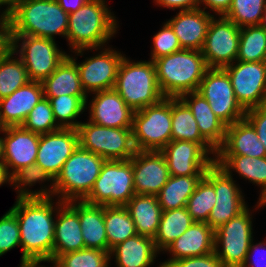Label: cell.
<instances>
[{"instance_id":"14","label":"cell","mask_w":266,"mask_h":267,"mask_svg":"<svg viewBox=\"0 0 266 267\" xmlns=\"http://www.w3.org/2000/svg\"><path fill=\"white\" fill-rule=\"evenodd\" d=\"M240 28L224 16L212 17L202 55L209 68H224L237 60Z\"/></svg>"},{"instance_id":"30","label":"cell","mask_w":266,"mask_h":267,"mask_svg":"<svg viewBox=\"0 0 266 267\" xmlns=\"http://www.w3.org/2000/svg\"><path fill=\"white\" fill-rule=\"evenodd\" d=\"M215 162L228 174L236 171L243 179L245 178L250 183L260 186L261 191L257 208L266 205V157L216 155Z\"/></svg>"},{"instance_id":"18","label":"cell","mask_w":266,"mask_h":267,"mask_svg":"<svg viewBox=\"0 0 266 267\" xmlns=\"http://www.w3.org/2000/svg\"><path fill=\"white\" fill-rule=\"evenodd\" d=\"M172 176L205 175L215 162L214 157L199 144L190 141L171 140L160 151Z\"/></svg>"},{"instance_id":"42","label":"cell","mask_w":266,"mask_h":267,"mask_svg":"<svg viewBox=\"0 0 266 267\" xmlns=\"http://www.w3.org/2000/svg\"><path fill=\"white\" fill-rule=\"evenodd\" d=\"M265 9L266 0H232L230 8L223 16L239 28L258 26Z\"/></svg>"},{"instance_id":"19","label":"cell","mask_w":266,"mask_h":267,"mask_svg":"<svg viewBox=\"0 0 266 267\" xmlns=\"http://www.w3.org/2000/svg\"><path fill=\"white\" fill-rule=\"evenodd\" d=\"M130 160L135 194L156 196L170 177L164 155L160 151H136Z\"/></svg>"},{"instance_id":"44","label":"cell","mask_w":266,"mask_h":267,"mask_svg":"<svg viewBox=\"0 0 266 267\" xmlns=\"http://www.w3.org/2000/svg\"><path fill=\"white\" fill-rule=\"evenodd\" d=\"M21 126L39 135L61 129L54 118L51 104L46 97L33 107Z\"/></svg>"},{"instance_id":"40","label":"cell","mask_w":266,"mask_h":267,"mask_svg":"<svg viewBox=\"0 0 266 267\" xmlns=\"http://www.w3.org/2000/svg\"><path fill=\"white\" fill-rule=\"evenodd\" d=\"M237 60L266 62V31L259 25L240 28Z\"/></svg>"},{"instance_id":"49","label":"cell","mask_w":266,"mask_h":267,"mask_svg":"<svg viewBox=\"0 0 266 267\" xmlns=\"http://www.w3.org/2000/svg\"><path fill=\"white\" fill-rule=\"evenodd\" d=\"M262 250V251H260ZM266 241L254 244L251 241L246 259L242 267H266ZM257 253V254H256ZM253 254L256 256H253ZM252 257V261H251Z\"/></svg>"},{"instance_id":"57","label":"cell","mask_w":266,"mask_h":267,"mask_svg":"<svg viewBox=\"0 0 266 267\" xmlns=\"http://www.w3.org/2000/svg\"><path fill=\"white\" fill-rule=\"evenodd\" d=\"M0 163H3V137H0Z\"/></svg>"},{"instance_id":"1","label":"cell","mask_w":266,"mask_h":267,"mask_svg":"<svg viewBox=\"0 0 266 267\" xmlns=\"http://www.w3.org/2000/svg\"><path fill=\"white\" fill-rule=\"evenodd\" d=\"M53 197H17L10 210L17 216L22 248L20 266L53 263L57 202ZM55 213V214H54Z\"/></svg>"},{"instance_id":"54","label":"cell","mask_w":266,"mask_h":267,"mask_svg":"<svg viewBox=\"0 0 266 267\" xmlns=\"http://www.w3.org/2000/svg\"><path fill=\"white\" fill-rule=\"evenodd\" d=\"M8 183L11 186L12 177L8 174L6 166L3 163H0V186Z\"/></svg>"},{"instance_id":"39","label":"cell","mask_w":266,"mask_h":267,"mask_svg":"<svg viewBox=\"0 0 266 267\" xmlns=\"http://www.w3.org/2000/svg\"><path fill=\"white\" fill-rule=\"evenodd\" d=\"M88 96L62 95L48 98L57 124L61 128L77 129L81 122L77 121L86 109Z\"/></svg>"},{"instance_id":"56","label":"cell","mask_w":266,"mask_h":267,"mask_svg":"<svg viewBox=\"0 0 266 267\" xmlns=\"http://www.w3.org/2000/svg\"><path fill=\"white\" fill-rule=\"evenodd\" d=\"M259 26L266 31V9L263 12V15H262V18H261Z\"/></svg>"},{"instance_id":"31","label":"cell","mask_w":266,"mask_h":267,"mask_svg":"<svg viewBox=\"0 0 266 267\" xmlns=\"http://www.w3.org/2000/svg\"><path fill=\"white\" fill-rule=\"evenodd\" d=\"M125 207L135 224L137 234L154 239L163 212L157 197L135 194Z\"/></svg>"},{"instance_id":"60","label":"cell","mask_w":266,"mask_h":267,"mask_svg":"<svg viewBox=\"0 0 266 267\" xmlns=\"http://www.w3.org/2000/svg\"><path fill=\"white\" fill-rule=\"evenodd\" d=\"M19 267H34V263H31L29 265L19 266Z\"/></svg>"},{"instance_id":"43","label":"cell","mask_w":266,"mask_h":267,"mask_svg":"<svg viewBox=\"0 0 266 267\" xmlns=\"http://www.w3.org/2000/svg\"><path fill=\"white\" fill-rule=\"evenodd\" d=\"M110 261L106 251L83 248L60 255L52 264L56 267H109Z\"/></svg>"},{"instance_id":"52","label":"cell","mask_w":266,"mask_h":267,"mask_svg":"<svg viewBox=\"0 0 266 267\" xmlns=\"http://www.w3.org/2000/svg\"><path fill=\"white\" fill-rule=\"evenodd\" d=\"M231 3L232 0H200V8L202 4L204 6L203 10L209 8L216 15L223 16L230 8Z\"/></svg>"},{"instance_id":"8","label":"cell","mask_w":266,"mask_h":267,"mask_svg":"<svg viewBox=\"0 0 266 267\" xmlns=\"http://www.w3.org/2000/svg\"><path fill=\"white\" fill-rule=\"evenodd\" d=\"M171 98L135 111L132 135L137 151H161L172 140Z\"/></svg>"},{"instance_id":"34","label":"cell","mask_w":266,"mask_h":267,"mask_svg":"<svg viewBox=\"0 0 266 267\" xmlns=\"http://www.w3.org/2000/svg\"><path fill=\"white\" fill-rule=\"evenodd\" d=\"M204 175L172 176L156 195L162 211L186 207L189 197Z\"/></svg>"},{"instance_id":"11","label":"cell","mask_w":266,"mask_h":267,"mask_svg":"<svg viewBox=\"0 0 266 267\" xmlns=\"http://www.w3.org/2000/svg\"><path fill=\"white\" fill-rule=\"evenodd\" d=\"M249 210L247 206L215 230L214 252L224 267H242L245 262L251 241L254 240L252 213Z\"/></svg>"},{"instance_id":"26","label":"cell","mask_w":266,"mask_h":267,"mask_svg":"<svg viewBox=\"0 0 266 267\" xmlns=\"http://www.w3.org/2000/svg\"><path fill=\"white\" fill-rule=\"evenodd\" d=\"M192 112L201 136L217 151L223 144L226 125L211 110L207 100L197 91L179 97Z\"/></svg>"},{"instance_id":"35","label":"cell","mask_w":266,"mask_h":267,"mask_svg":"<svg viewBox=\"0 0 266 267\" xmlns=\"http://www.w3.org/2000/svg\"><path fill=\"white\" fill-rule=\"evenodd\" d=\"M194 222L186 207L163 211L154 237L156 249L161 252L180 237Z\"/></svg>"},{"instance_id":"58","label":"cell","mask_w":266,"mask_h":267,"mask_svg":"<svg viewBox=\"0 0 266 267\" xmlns=\"http://www.w3.org/2000/svg\"><path fill=\"white\" fill-rule=\"evenodd\" d=\"M6 126L3 124L1 117H0V132H4L5 131Z\"/></svg>"},{"instance_id":"22","label":"cell","mask_w":266,"mask_h":267,"mask_svg":"<svg viewBox=\"0 0 266 267\" xmlns=\"http://www.w3.org/2000/svg\"><path fill=\"white\" fill-rule=\"evenodd\" d=\"M215 230L206 222L194 221L192 225L176 240L170 243L165 252L172 257L160 262L162 267H168L173 261L182 258L202 256L214 252Z\"/></svg>"},{"instance_id":"6","label":"cell","mask_w":266,"mask_h":267,"mask_svg":"<svg viewBox=\"0 0 266 267\" xmlns=\"http://www.w3.org/2000/svg\"><path fill=\"white\" fill-rule=\"evenodd\" d=\"M104 162L101 156L78 146L54 180V196L62 202L83 200L93 188Z\"/></svg>"},{"instance_id":"2","label":"cell","mask_w":266,"mask_h":267,"mask_svg":"<svg viewBox=\"0 0 266 267\" xmlns=\"http://www.w3.org/2000/svg\"><path fill=\"white\" fill-rule=\"evenodd\" d=\"M117 22L106 0H89L69 14L66 39L71 51L82 56L86 50H101L117 33Z\"/></svg>"},{"instance_id":"16","label":"cell","mask_w":266,"mask_h":267,"mask_svg":"<svg viewBox=\"0 0 266 267\" xmlns=\"http://www.w3.org/2000/svg\"><path fill=\"white\" fill-rule=\"evenodd\" d=\"M77 65L83 90L88 95L103 90L114 89L119 65L124 57L112 48H103L98 54L77 63L76 58L68 55Z\"/></svg>"},{"instance_id":"5","label":"cell","mask_w":266,"mask_h":267,"mask_svg":"<svg viewBox=\"0 0 266 267\" xmlns=\"http://www.w3.org/2000/svg\"><path fill=\"white\" fill-rule=\"evenodd\" d=\"M114 89L134 112L156 104L165 97L159 88L152 60L133 62L124 56Z\"/></svg>"},{"instance_id":"38","label":"cell","mask_w":266,"mask_h":267,"mask_svg":"<svg viewBox=\"0 0 266 267\" xmlns=\"http://www.w3.org/2000/svg\"><path fill=\"white\" fill-rule=\"evenodd\" d=\"M14 55L11 49L0 60V99L10 96L30 81L22 60Z\"/></svg>"},{"instance_id":"4","label":"cell","mask_w":266,"mask_h":267,"mask_svg":"<svg viewBox=\"0 0 266 267\" xmlns=\"http://www.w3.org/2000/svg\"><path fill=\"white\" fill-rule=\"evenodd\" d=\"M154 64L159 88L169 98L197 91L209 69L201 51L188 49L162 56Z\"/></svg>"},{"instance_id":"12","label":"cell","mask_w":266,"mask_h":267,"mask_svg":"<svg viewBox=\"0 0 266 267\" xmlns=\"http://www.w3.org/2000/svg\"><path fill=\"white\" fill-rule=\"evenodd\" d=\"M197 92L226 126L245 118L246 110L237 101L230 77L223 68H209Z\"/></svg>"},{"instance_id":"27","label":"cell","mask_w":266,"mask_h":267,"mask_svg":"<svg viewBox=\"0 0 266 267\" xmlns=\"http://www.w3.org/2000/svg\"><path fill=\"white\" fill-rule=\"evenodd\" d=\"M216 155H244L266 157V150L259 141L254 127L244 118L226 126L225 139Z\"/></svg>"},{"instance_id":"21","label":"cell","mask_w":266,"mask_h":267,"mask_svg":"<svg viewBox=\"0 0 266 267\" xmlns=\"http://www.w3.org/2000/svg\"><path fill=\"white\" fill-rule=\"evenodd\" d=\"M89 106V121L94 124L112 128H132L134 111L125 103L115 89L92 93ZM89 103V104H87Z\"/></svg>"},{"instance_id":"48","label":"cell","mask_w":266,"mask_h":267,"mask_svg":"<svg viewBox=\"0 0 266 267\" xmlns=\"http://www.w3.org/2000/svg\"><path fill=\"white\" fill-rule=\"evenodd\" d=\"M168 267H224L215 252L173 261Z\"/></svg>"},{"instance_id":"10","label":"cell","mask_w":266,"mask_h":267,"mask_svg":"<svg viewBox=\"0 0 266 267\" xmlns=\"http://www.w3.org/2000/svg\"><path fill=\"white\" fill-rule=\"evenodd\" d=\"M11 38V49L19 54L30 81L43 82L69 55L53 39L28 35H11Z\"/></svg>"},{"instance_id":"45","label":"cell","mask_w":266,"mask_h":267,"mask_svg":"<svg viewBox=\"0 0 266 267\" xmlns=\"http://www.w3.org/2000/svg\"><path fill=\"white\" fill-rule=\"evenodd\" d=\"M153 37V48L151 50L152 61L176 51L183 49L180 45L179 39L174 33L170 24L166 21Z\"/></svg>"},{"instance_id":"36","label":"cell","mask_w":266,"mask_h":267,"mask_svg":"<svg viewBox=\"0 0 266 267\" xmlns=\"http://www.w3.org/2000/svg\"><path fill=\"white\" fill-rule=\"evenodd\" d=\"M104 222L109 254L114 246L137 234L125 206H104Z\"/></svg>"},{"instance_id":"7","label":"cell","mask_w":266,"mask_h":267,"mask_svg":"<svg viewBox=\"0 0 266 267\" xmlns=\"http://www.w3.org/2000/svg\"><path fill=\"white\" fill-rule=\"evenodd\" d=\"M134 195L132 161L105 160L93 188L83 201L93 205L125 206Z\"/></svg>"},{"instance_id":"3","label":"cell","mask_w":266,"mask_h":267,"mask_svg":"<svg viewBox=\"0 0 266 267\" xmlns=\"http://www.w3.org/2000/svg\"><path fill=\"white\" fill-rule=\"evenodd\" d=\"M69 14L57 0H23L9 13L11 35L66 38Z\"/></svg>"},{"instance_id":"53","label":"cell","mask_w":266,"mask_h":267,"mask_svg":"<svg viewBox=\"0 0 266 267\" xmlns=\"http://www.w3.org/2000/svg\"><path fill=\"white\" fill-rule=\"evenodd\" d=\"M89 0H57L61 8L68 14L76 12Z\"/></svg>"},{"instance_id":"25","label":"cell","mask_w":266,"mask_h":267,"mask_svg":"<svg viewBox=\"0 0 266 267\" xmlns=\"http://www.w3.org/2000/svg\"><path fill=\"white\" fill-rule=\"evenodd\" d=\"M44 98L42 82L29 81L10 96L0 99V117L3 124L21 126L33 107Z\"/></svg>"},{"instance_id":"41","label":"cell","mask_w":266,"mask_h":267,"mask_svg":"<svg viewBox=\"0 0 266 267\" xmlns=\"http://www.w3.org/2000/svg\"><path fill=\"white\" fill-rule=\"evenodd\" d=\"M215 195L214 186L203 177L186 204L187 211L194 221H208L209 214L216 204Z\"/></svg>"},{"instance_id":"29","label":"cell","mask_w":266,"mask_h":267,"mask_svg":"<svg viewBox=\"0 0 266 267\" xmlns=\"http://www.w3.org/2000/svg\"><path fill=\"white\" fill-rule=\"evenodd\" d=\"M158 253L152 238L136 234L114 246L109 255L115 256L117 267H150Z\"/></svg>"},{"instance_id":"20","label":"cell","mask_w":266,"mask_h":267,"mask_svg":"<svg viewBox=\"0 0 266 267\" xmlns=\"http://www.w3.org/2000/svg\"><path fill=\"white\" fill-rule=\"evenodd\" d=\"M3 134V164L12 177L21 168L36 163L40 135L22 126H8Z\"/></svg>"},{"instance_id":"50","label":"cell","mask_w":266,"mask_h":267,"mask_svg":"<svg viewBox=\"0 0 266 267\" xmlns=\"http://www.w3.org/2000/svg\"><path fill=\"white\" fill-rule=\"evenodd\" d=\"M9 14L3 10L0 15V60L11 50L12 38L9 29Z\"/></svg>"},{"instance_id":"37","label":"cell","mask_w":266,"mask_h":267,"mask_svg":"<svg viewBox=\"0 0 266 267\" xmlns=\"http://www.w3.org/2000/svg\"><path fill=\"white\" fill-rule=\"evenodd\" d=\"M52 181L49 188L45 186L40 190L31 191L29 188L35 183ZM12 186L18 192L17 197H53L54 198V180L51 176L38 164H32L21 168L12 176ZM28 186V188H27Z\"/></svg>"},{"instance_id":"17","label":"cell","mask_w":266,"mask_h":267,"mask_svg":"<svg viewBox=\"0 0 266 267\" xmlns=\"http://www.w3.org/2000/svg\"><path fill=\"white\" fill-rule=\"evenodd\" d=\"M79 146L77 129L61 128L40 135L36 164L53 180L60 174L64 163Z\"/></svg>"},{"instance_id":"33","label":"cell","mask_w":266,"mask_h":267,"mask_svg":"<svg viewBox=\"0 0 266 267\" xmlns=\"http://www.w3.org/2000/svg\"><path fill=\"white\" fill-rule=\"evenodd\" d=\"M172 140L199 143L214 159L217 151L201 136L189 107L180 98H171Z\"/></svg>"},{"instance_id":"15","label":"cell","mask_w":266,"mask_h":267,"mask_svg":"<svg viewBox=\"0 0 266 267\" xmlns=\"http://www.w3.org/2000/svg\"><path fill=\"white\" fill-rule=\"evenodd\" d=\"M234 63L223 69L230 77L237 101L245 110L265 105L266 62Z\"/></svg>"},{"instance_id":"59","label":"cell","mask_w":266,"mask_h":267,"mask_svg":"<svg viewBox=\"0 0 266 267\" xmlns=\"http://www.w3.org/2000/svg\"><path fill=\"white\" fill-rule=\"evenodd\" d=\"M34 267H45L43 265L40 266V263H34ZM51 267H56L54 264Z\"/></svg>"},{"instance_id":"55","label":"cell","mask_w":266,"mask_h":267,"mask_svg":"<svg viewBox=\"0 0 266 267\" xmlns=\"http://www.w3.org/2000/svg\"><path fill=\"white\" fill-rule=\"evenodd\" d=\"M23 0H0V7L7 6L6 9H4L8 14Z\"/></svg>"},{"instance_id":"47","label":"cell","mask_w":266,"mask_h":267,"mask_svg":"<svg viewBox=\"0 0 266 267\" xmlns=\"http://www.w3.org/2000/svg\"><path fill=\"white\" fill-rule=\"evenodd\" d=\"M245 119L254 127L266 150V104L247 109Z\"/></svg>"},{"instance_id":"51","label":"cell","mask_w":266,"mask_h":267,"mask_svg":"<svg viewBox=\"0 0 266 267\" xmlns=\"http://www.w3.org/2000/svg\"><path fill=\"white\" fill-rule=\"evenodd\" d=\"M158 6L180 11L200 8V0H154Z\"/></svg>"},{"instance_id":"13","label":"cell","mask_w":266,"mask_h":267,"mask_svg":"<svg viewBox=\"0 0 266 267\" xmlns=\"http://www.w3.org/2000/svg\"><path fill=\"white\" fill-rule=\"evenodd\" d=\"M232 176L216 162L205 172L204 177L214 186L216 193V204L206 222L214 230L226 224L248 206L247 203L245 204L246 201L241 189Z\"/></svg>"},{"instance_id":"24","label":"cell","mask_w":266,"mask_h":267,"mask_svg":"<svg viewBox=\"0 0 266 267\" xmlns=\"http://www.w3.org/2000/svg\"><path fill=\"white\" fill-rule=\"evenodd\" d=\"M213 16L208 11L197 8L179 11L167 22L174 30L183 49L201 51Z\"/></svg>"},{"instance_id":"32","label":"cell","mask_w":266,"mask_h":267,"mask_svg":"<svg viewBox=\"0 0 266 267\" xmlns=\"http://www.w3.org/2000/svg\"><path fill=\"white\" fill-rule=\"evenodd\" d=\"M44 97L88 96L81 85L76 63L67 56L43 82Z\"/></svg>"},{"instance_id":"9","label":"cell","mask_w":266,"mask_h":267,"mask_svg":"<svg viewBox=\"0 0 266 267\" xmlns=\"http://www.w3.org/2000/svg\"><path fill=\"white\" fill-rule=\"evenodd\" d=\"M77 131L79 146L105 160H129L137 151L131 128L104 127L88 120Z\"/></svg>"},{"instance_id":"28","label":"cell","mask_w":266,"mask_h":267,"mask_svg":"<svg viewBox=\"0 0 266 267\" xmlns=\"http://www.w3.org/2000/svg\"><path fill=\"white\" fill-rule=\"evenodd\" d=\"M68 203L78 212L85 248L108 252V240L105 231L104 206L89 204L83 200Z\"/></svg>"},{"instance_id":"23","label":"cell","mask_w":266,"mask_h":267,"mask_svg":"<svg viewBox=\"0 0 266 267\" xmlns=\"http://www.w3.org/2000/svg\"><path fill=\"white\" fill-rule=\"evenodd\" d=\"M78 212L68 203L57 201L53 262L62 254L85 248Z\"/></svg>"},{"instance_id":"46","label":"cell","mask_w":266,"mask_h":267,"mask_svg":"<svg viewBox=\"0 0 266 267\" xmlns=\"http://www.w3.org/2000/svg\"><path fill=\"white\" fill-rule=\"evenodd\" d=\"M20 246V230L17 216L9 209L0 218V256Z\"/></svg>"}]
</instances>
